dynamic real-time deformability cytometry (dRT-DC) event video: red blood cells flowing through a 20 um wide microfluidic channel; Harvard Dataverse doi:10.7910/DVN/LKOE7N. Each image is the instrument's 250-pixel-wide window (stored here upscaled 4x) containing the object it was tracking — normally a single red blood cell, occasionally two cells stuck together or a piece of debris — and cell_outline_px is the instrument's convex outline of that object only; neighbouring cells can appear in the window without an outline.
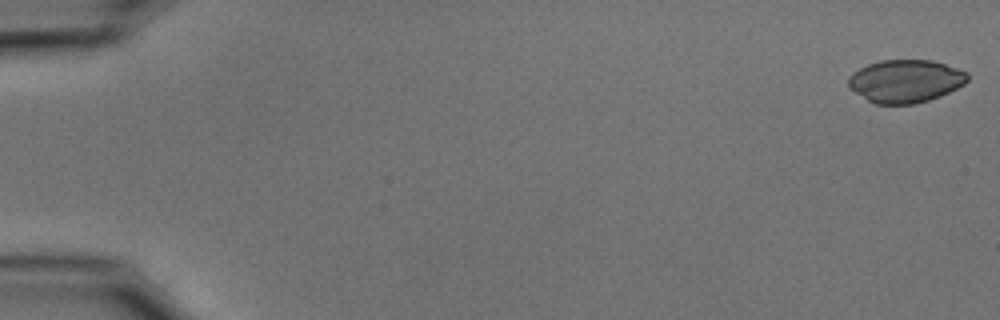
{"species": "common noctule bat (a hibernating species)", "species_latin": "Nyctalus noctula", "temperature_condition": "cold", "stored_images_in_passage": 54, "camera_frame_rate_fps": 3000, "um_per_image_px": 0.085, "animal": {"sex": "male", "body_mass_g": 15.6}, "frame": {"image": 1, "passage_image": 1, "time_ms": 0.0, "image_size_px": [1000, 320], "cell_outline_px": [[968, 80], [964, 84], [940, 96], [928, 100], [912, 104], [876, 104], [868, 100], [856, 92], [848, 84], [848, 76], [852, 72], [868, 64], [880, 60], [932, 60], [968, 72]], "centroid_in_image_um": [76.96, 6.88], "position_along_channel_um": 8.0, "area_um2": 29.54}}
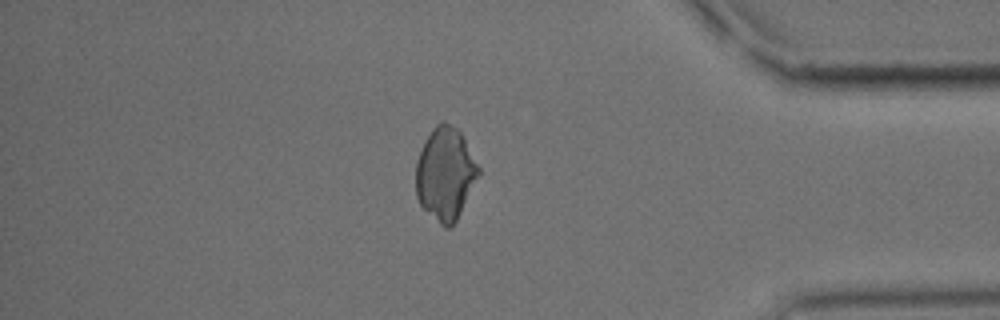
{"frame": {"image": 2, "passage_image": 47, "time_ms": 15.333, "image_size_px": [1000, 320], "cell_outline_px": [[480, 172], [456, 220], [448, 228], [444, 228], [420, 204], [416, 196], [416, 160], [432, 128], [440, 120], [444, 120], [456, 128], [460, 132], [480, 168]], "centroid_in_image_um": [37.83, 14.75], "position_along_channel_um": 397.4, "area_um2": 33.29}}
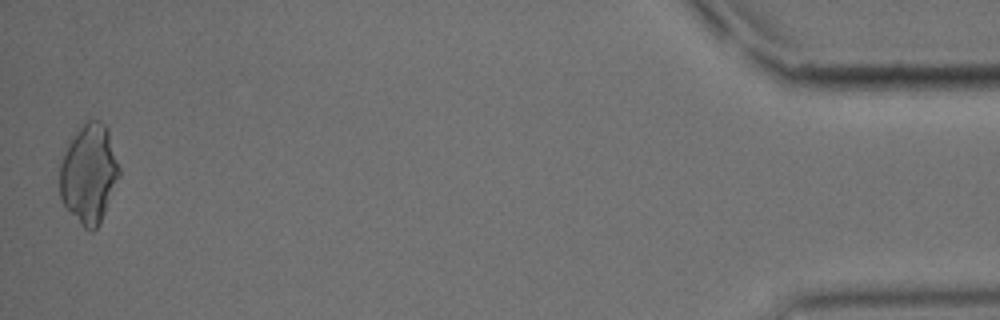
{"frame": {"image": 3, "passage_image": 54, "time_ms": 17.667, "image_size_px": [1000, 320], "cell_outline_px": [[120, 176], [100, 224], [92, 232], [88, 232], [80, 224], [64, 204], [60, 196], [60, 164], [64, 152], [76, 132], [88, 120], [100, 120], [108, 128], [120, 168]], "centroid_in_image_um": [7.58, 14.79], "position_along_channel_um": 427.6, "area_um2": 34.28}}